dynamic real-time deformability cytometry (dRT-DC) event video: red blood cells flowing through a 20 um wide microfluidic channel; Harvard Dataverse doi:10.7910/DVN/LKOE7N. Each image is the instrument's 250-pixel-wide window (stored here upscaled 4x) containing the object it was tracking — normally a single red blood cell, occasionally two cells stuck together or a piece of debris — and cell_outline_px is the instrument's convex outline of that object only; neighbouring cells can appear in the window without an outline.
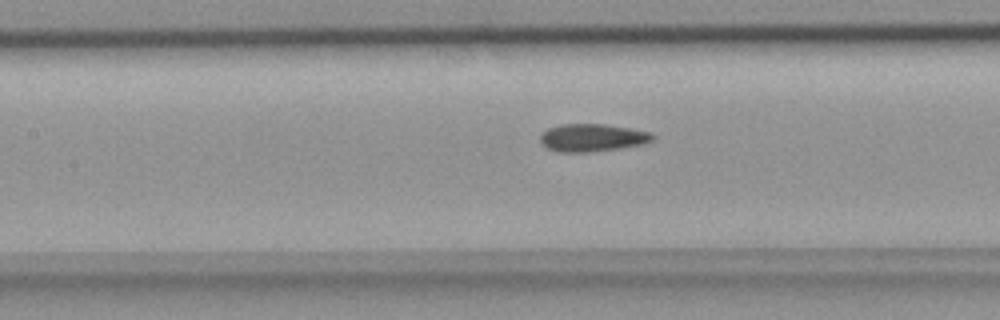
{"species": "common noctule bat (a hibernating species)", "species_latin": "Nyctalus noctula", "temperature_condition": "room temperature", "stored_images_in_passage": 26, "camera_frame_rate_fps": 3000, "um_per_image_px": 0.085, "animal": {"sex": "female", "body_mass_g": 18.4}, "frame": {"image": 1, "passage_image": 9, "time_ms": 2.667, "image_size_px": [1000, 320], "cell_outline_px": [[656, 136], [652, 140], [644, 144], [620, 148], [588, 152], [560, 152], [548, 148], [540, 140], [540, 136], [548, 128], [564, 124], [604, 124], [652, 132]], "centroid_in_image_um": [50.39, 11.7], "position_along_channel_um": 157.0, "area_um2": 17.98}}
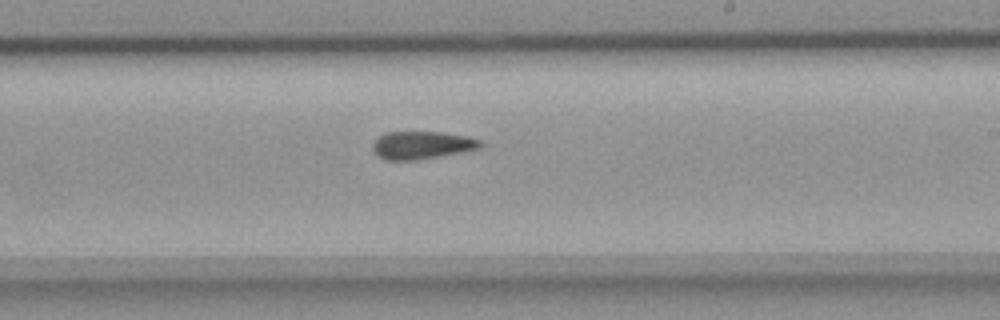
{"frame": {"image": 2, "passage_image": 16, "time_ms": 5.0, "image_size_px": [1000, 320], "cell_outline_px": [[484, 144], [480, 148], [440, 156], [416, 160], [384, 160], [376, 156], [372, 148], [372, 144], [384, 132], [440, 132], [464, 136], [480, 140]], "centroid_in_image_um": [35.81, 12.34], "position_along_channel_um": 253.2, "area_um2": 17.4}}
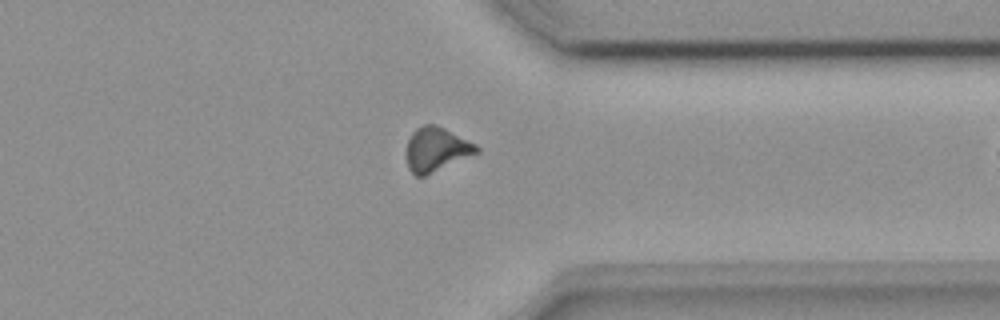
{"frame": {"image": 3, "passage_image": 25, "time_ms": 8.0, "image_size_px": [1000, 320], "cell_outline_px": [[480, 152], [424, 176], [416, 176], [408, 168], [408, 140], [412, 132], [416, 128], [424, 124], [436, 124], [476, 144], [480, 148]], "centroid_in_image_um": [37.11, 12.68], "position_along_channel_um": 374.3, "area_um2": 17.8}}